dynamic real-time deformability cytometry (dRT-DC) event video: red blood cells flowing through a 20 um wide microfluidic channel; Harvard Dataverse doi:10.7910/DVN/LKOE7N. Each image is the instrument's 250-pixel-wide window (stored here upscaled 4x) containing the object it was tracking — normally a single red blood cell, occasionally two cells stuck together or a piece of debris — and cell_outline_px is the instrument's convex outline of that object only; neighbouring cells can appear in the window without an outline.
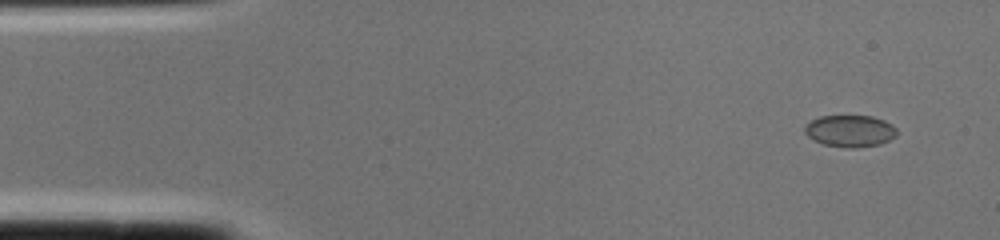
{"species": "common noctule bat (a hibernating species)", "species_latin": "Nyctalus noctula", "temperature_condition": "cold", "stored_images_in_passage": 2, "camera_frame_rate_fps": 3000, "um_per_image_px": 0.085, "animal": {"sex": "female", "body_mass_g": 22.0, "forearm_length_mm": 56.7}, "frame": {"image": 1, "passage_image": 1, "time_ms": 0.0, "image_size_px": [1000, 240], "cell_outline_px": [[896, 136], [880, 144], [856, 148], [848, 148], [824, 144], [812, 140], [804, 132], [804, 124], [820, 116], [872, 116], [884, 120], [892, 124], [896, 128]], "centroid_in_image_um": [72.23, 11.13], "position_along_channel_um": 12.8, "area_um2": 17.17}}